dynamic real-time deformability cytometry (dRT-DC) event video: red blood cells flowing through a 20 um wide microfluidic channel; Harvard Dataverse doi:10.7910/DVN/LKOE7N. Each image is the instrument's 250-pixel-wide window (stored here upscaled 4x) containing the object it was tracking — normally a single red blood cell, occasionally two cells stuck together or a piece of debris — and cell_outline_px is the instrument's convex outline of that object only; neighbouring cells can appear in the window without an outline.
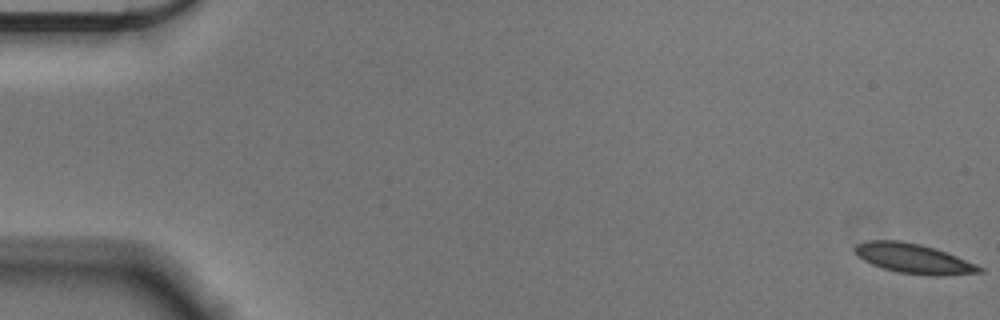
{"species": "Egyptian fruit bat (a non-hibernating species)", "species_latin": "Rousettus aegyptiacus", "temperature_condition": "cold", "stored_images_in_passage": 12, "camera_frame_rate_fps": 3000, "um_per_image_px": 0.085, "animal": {"sex": "male"}, "frame": {"image": 1, "passage_image": 1, "time_ms": 0.0, "image_size_px": [1000, 320], "cell_outline_px": [[984, 272], [944, 276], [936, 276], [896, 272], [872, 264], [864, 260], [852, 248], [856, 244], [868, 240], [900, 240], [920, 244], [936, 248], [976, 264], [984, 268]], "centroid_in_image_um": [77.68, 21.97], "position_along_channel_um": 7.3, "area_um2": 21.62}}